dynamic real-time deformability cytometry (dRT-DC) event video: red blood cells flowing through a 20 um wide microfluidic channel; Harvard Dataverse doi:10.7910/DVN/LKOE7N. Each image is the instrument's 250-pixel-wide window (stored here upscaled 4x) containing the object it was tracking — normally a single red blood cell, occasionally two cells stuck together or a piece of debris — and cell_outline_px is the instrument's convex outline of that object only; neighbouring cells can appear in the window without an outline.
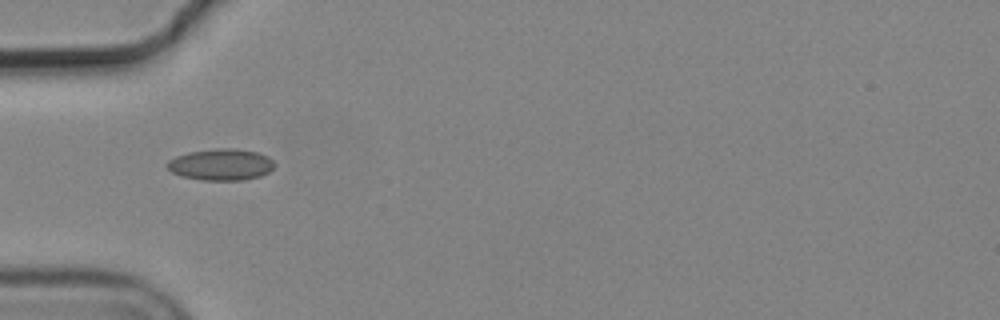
{"species": "common noctule bat (a hibernating species)", "species_latin": "Nyctalus noctula", "temperature_condition": "cold", "stored_images_in_passage": 8, "camera_frame_rate_fps": 3000, "um_per_image_px": 0.085, "animal": {"sex": "male", "body_mass_g": 19.2, "forearm_length_mm": 51.8}, "frame": {"image": 1, "passage_image": 5, "time_ms": 1.333, "image_size_px": [1000, 320], "cell_outline_px": [[276, 164], [268, 172], [260, 176], [240, 180], [204, 180], [180, 176], [172, 172], [164, 164], [168, 160], [176, 156], [188, 152], [216, 148], [236, 148], [260, 152], [268, 156]], "centroid_in_image_um": [18.78, 13.97], "position_along_channel_um": 66.2, "area_um2": 19.88}}
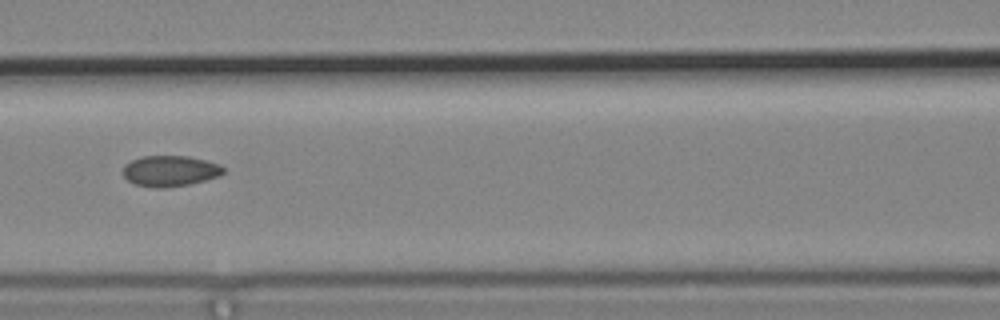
{"frame": {"image": 2, "passage_image": 7, "time_ms": 2.0, "image_size_px": [1000, 320], "cell_outline_px": [[224, 172], [220, 176], [188, 184], [164, 188], [156, 188], [136, 184], [128, 180], [124, 176], [124, 164], [140, 156], [188, 156], [220, 164], [224, 168]], "centroid_in_image_um": [14.46, 14.52], "position_along_channel_um": 152.1, "area_um2": 17.92}}
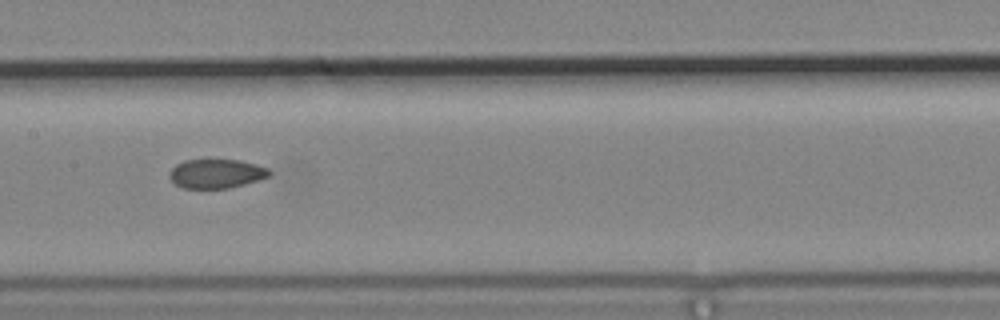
{"frame": {"image": 3, "passage_image": 8, "time_ms": 2.333, "image_size_px": [1000, 320], "cell_outline_px": [[272, 172], [268, 176], [244, 184], [228, 188], [184, 188], [176, 184], [168, 176], [172, 168], [176, 164], [184, 160], [240, 160], [256, 164], [268, 168]], "centroid_in_image_um": [18.38, 14.75], "position_along_channel_um": 189.0, "area_um2": 16.76}}